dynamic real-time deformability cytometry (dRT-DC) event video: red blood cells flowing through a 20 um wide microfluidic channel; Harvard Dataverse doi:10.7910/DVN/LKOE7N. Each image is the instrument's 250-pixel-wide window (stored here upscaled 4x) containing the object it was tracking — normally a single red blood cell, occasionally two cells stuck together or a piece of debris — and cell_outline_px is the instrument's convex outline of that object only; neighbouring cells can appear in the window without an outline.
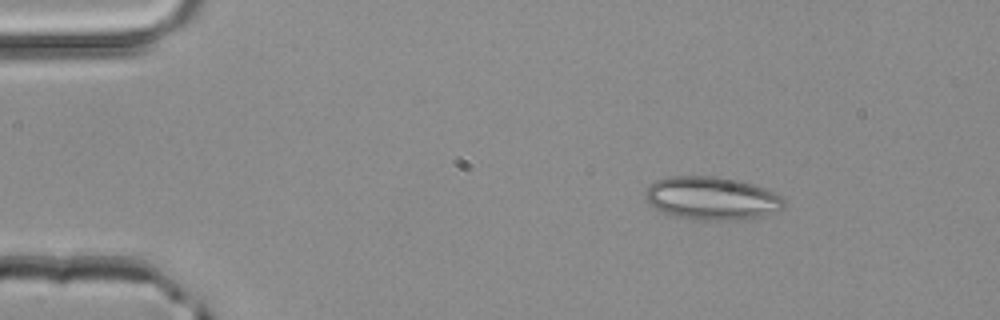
{"species": "common noctule bat (a hibernating species)", "species_latin": "Nyctalus noctula", "temperature_condition": "room temperature", "stored_images_in_passage": 2, "camera_frame_rate_fps": 3000, "um_per_image_px": 0.085, "animal": {"sex": "male", "body_mass_g": 20.4}, "frame": {"image": 1, "passage_image": 1, "time_ms": 0.0, "image_size_px": [1000, 320], "cell_outline_px": [[784, 208], [776, 212], [760, 216], [740, 220], [692, 220], [672, 216], [648, 204], [644, 200], [644, 192], [656, 180], [672, 176], [712, 176], [736, 180], [752, 184], [764, 188], [780, 196], [784, 200]], "centroid_in_image_um": [60.47, 16.87], "position_along_channel_um": 24.5, "area_um2": 34.91}}